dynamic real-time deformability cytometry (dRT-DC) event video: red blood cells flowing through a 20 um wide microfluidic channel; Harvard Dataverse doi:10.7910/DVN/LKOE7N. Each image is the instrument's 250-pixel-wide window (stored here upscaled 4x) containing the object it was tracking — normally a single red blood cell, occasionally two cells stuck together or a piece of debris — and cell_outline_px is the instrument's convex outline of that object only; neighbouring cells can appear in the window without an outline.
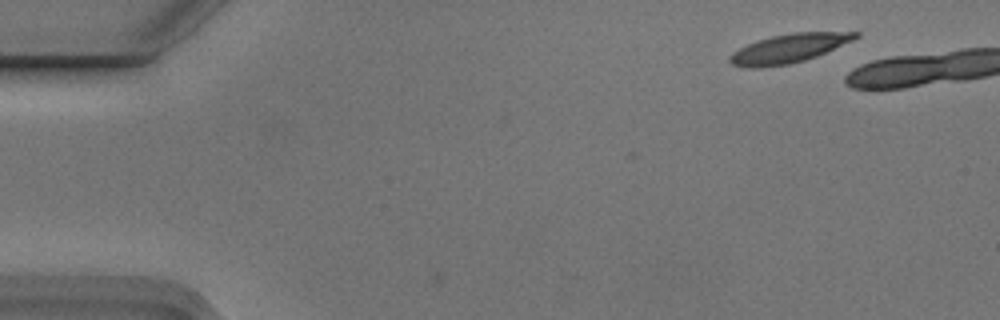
{"species": "Egyptian fruit bat (a non-hibernating species)", "species_latin": "Rousettus aegyptiacus", "temperature_condition": "cold", "stored_images_in_passage": 2, "camera_frame_rate_fps": 3000, "um_per_image_px": 0.085, "animal": {"sex": "male"}, "frame": {"image": 1, "passage_image": 1, "time_ms": 0.0, "image_size_px": [1000, 320], "cell_outline_px": [[860, 36], [852, 40], [816, 56], [804, 60], [788, 64], [760, 68], [748, 68], [732, 64], [728, 60], [728, 56], [732, 52], [748, 44], [772, 36], [792, 32], [860, 32]], "centroid_in_image_um": [67.01, 4.12], "position_along_channel_um": 18.0, "area_um2": 20.87}}